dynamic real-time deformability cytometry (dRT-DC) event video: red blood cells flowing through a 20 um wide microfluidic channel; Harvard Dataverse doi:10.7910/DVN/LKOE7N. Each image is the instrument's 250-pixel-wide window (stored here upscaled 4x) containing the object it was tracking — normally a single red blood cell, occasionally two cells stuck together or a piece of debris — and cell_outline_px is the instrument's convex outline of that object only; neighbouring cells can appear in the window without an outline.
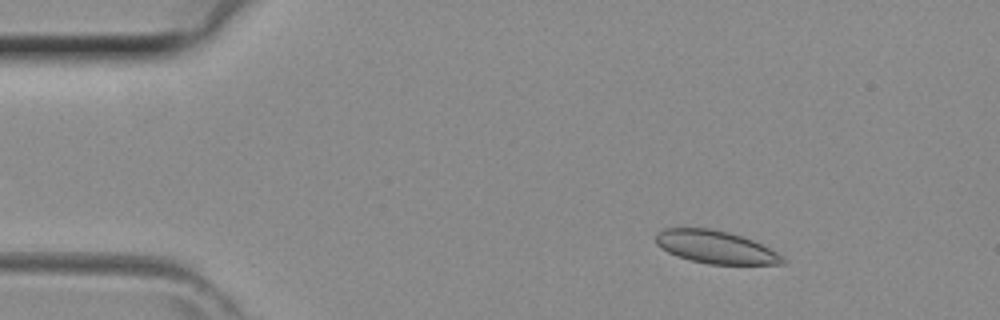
{"species": "common noctule bat (a hibernating species)", "species_latin": "Nyctalus noctula", "temperature_condition": "room temperature", "stored_images_in_passage": 42, "camera_frame_rate_fps": 3000, "um_per_image_px": 0.085, "animal": {"sex": "female", "body_mass_g": 29.2, "forearm_length_mm": 56.3}, "frame": {"image": 1, "passage_image": 6, "time_ms": 1.667, "image_size_px": [1000, 320], "cell_outline_px": [[788, 260], [784, 264], [708, 264], [676, 256], [660, 248], [656, 244], [656, 232], [664, 228], [712, 228], [728, 232], [752, 240], [784, 256]], "centroid_in_image_um": [60.81, 21.0], "position_along_channel_um": 24.2, "area_um2": 24.22}}
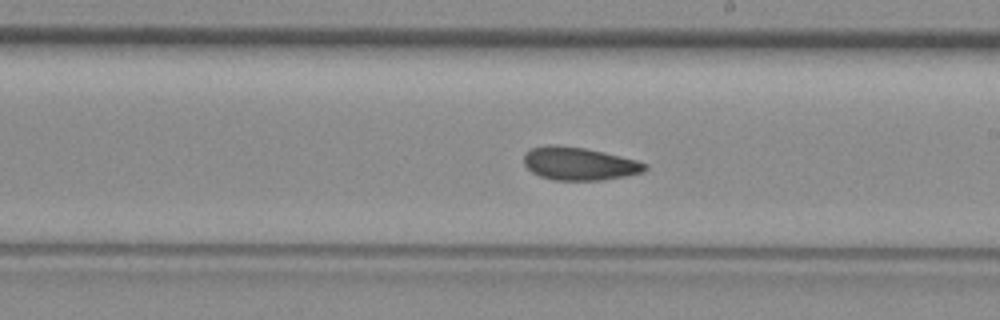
{"frame": {"image": 2, "passage_image": 24, "time_ms": 7.667, "image_size_px": [1000, 320], "cell_outline_px": [[648, 168], [644, 172], [624, 176], [600, 180], [556, 180], [540, 176], [532, 172], [524, 164], [524, 152], [532, 148], [584, 148], [604, 152], [636, 160], [648, 164]], "centroid_in_image_um": [49.3, 13.96], "position_along_channel_um": 239.7, "area_um2": 22.43}}
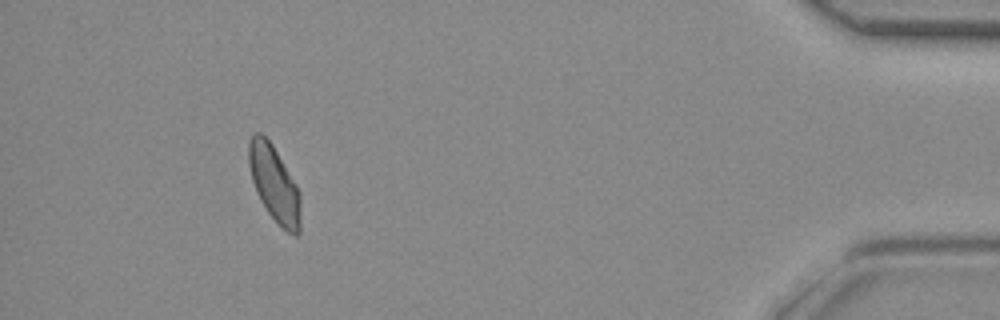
{"frame": {"image": 3, "passage_image": 39, "time_ms": 12.667, "image_size_px": [1000, 320], "cell_outline_px": [[300, 232], [296, 236], [288, 232], [268, 212], [260, 200], [256, 192], [252, 180], [248, 164], [248, 144], [252, 136], [256, 132], [260, 132], [272, 144], [296, 184], [300, 192]], "centroid_in_image_um": [23.31, 15.61], "position_along_channel_um": 411.9, "area_um2": 22.72}}